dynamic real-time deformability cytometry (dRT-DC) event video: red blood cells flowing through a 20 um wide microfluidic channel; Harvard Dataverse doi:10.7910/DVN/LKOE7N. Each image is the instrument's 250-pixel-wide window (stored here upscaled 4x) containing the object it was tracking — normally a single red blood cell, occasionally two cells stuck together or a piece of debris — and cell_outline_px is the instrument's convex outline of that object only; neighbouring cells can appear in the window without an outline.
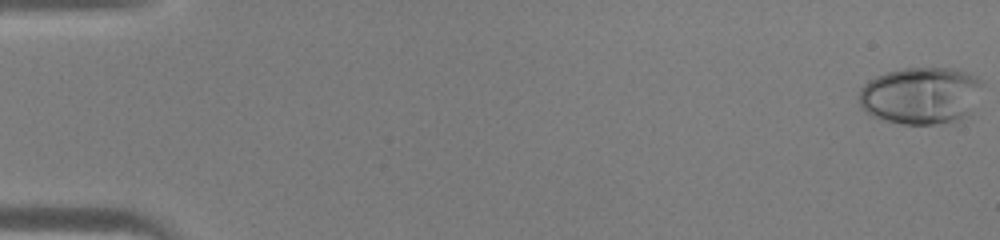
{"species": "human", "species_latin": "Homo sapiens", "temperature_condition": "warm", "stored_images_in_passage": 46, "camera_frame_rate_fps": 3000, "um_per_image_px": 0.085, "donor": {"sex": "male"}, "frame": {"image": 1, "passage_image": 1, "time_ms": 0.0, "image_size_px": [1000, 240], "cell_outline_px": [[984, 84], [968, 116], [960, 120], [932, 124], [904, 124], [872, 116], [860, 108], [860, 88], [868, 80], [876, 76], [888, 72], [904, 68], [956, 68], [968, 72], [984, 80]], "centroid_in_image_um": [78.3, 8.1], "position_along_channel_um": 6.7, "area_um2": 41.33}}
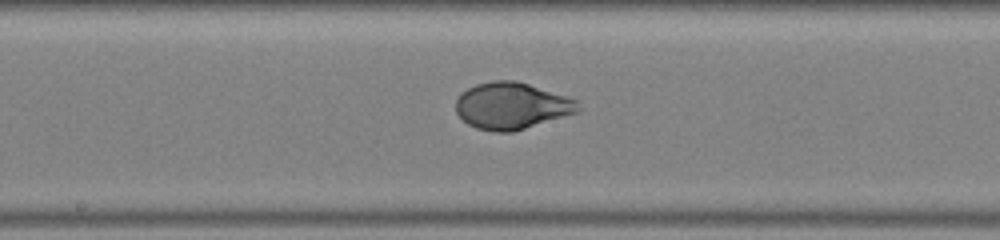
{"frame": {"image": 2, "passage_image": 25, "time_ms": 8.0, "image_size_px": [1000, 240], "cell_outline_px": [[576, 112], [512, 132], [492, 132], [476, 128], [468, 124], [456, 112], [456, 100], [460, 92], [476, 84], [492, 80], [516, 80], [576, 100]], "centroid_in_image_um": [43.39, 8.99], "position_along_channel_um": 204.8, "area_um2": 32.71}}
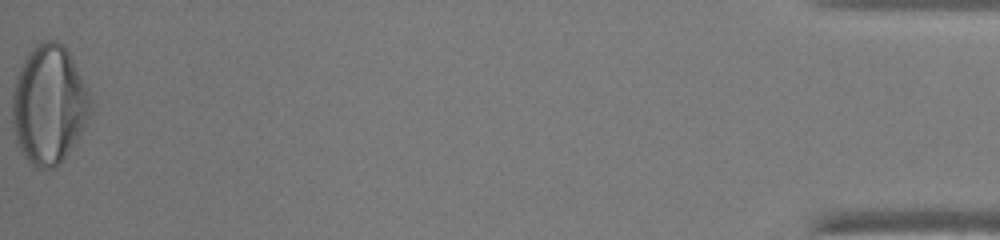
{"frame": {"image": 3, "passage_image": 46, "time_ms": 15.0, "image_size_px": [1000, 240], "cell_outline_px": [[92, 108], [84, 128], [60, 164], [52, 168], [36, 168], [20, 152], [16, 144], [12, 124], [12, 92], [16, 76], [28, 52], [40, 40], [56, 40], [68, 52], [92, 96]], "centroid_in_image_um": [4.15, 8.91], "position_along_channel_um": 431.1, "area_um2": 54.39}}